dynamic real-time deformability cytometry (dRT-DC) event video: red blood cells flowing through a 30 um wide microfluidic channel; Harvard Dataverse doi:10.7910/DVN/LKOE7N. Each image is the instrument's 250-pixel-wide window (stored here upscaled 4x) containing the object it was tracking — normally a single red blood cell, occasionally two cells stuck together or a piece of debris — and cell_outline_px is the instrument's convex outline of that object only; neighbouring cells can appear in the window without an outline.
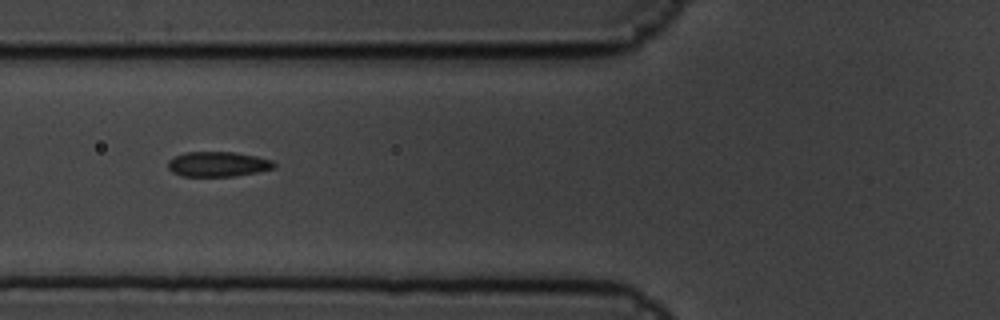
{"species": "common noctule bat (a hibernating species)", "species_latin": "Nyctalus noctula", "temperature_condition": "cold", "stored_images_in_passage": 7, "segment_of_instrument_passage": [2, 2], "camera_frame_rate_fps": 3000, "um_per_image_px": 0.085, "animal": {"sex": "male", "body_mass_g": 19.5, "forearm_length_mm": 54.6}, "frame": {"image": 1, "passage_image": 7, "time_ms": 2.0, "image_size_px": [1000, 320], "cell_outline_px": [[276, 168], [236, 176], [180, 176], [172, 172], [168, 168], [168, 160], [184, 152], [232, 152], [256, 156], [272, 160], [276, 164]], "centroid_in_image_um": [18.52, 13.95], "position_along_channel_um": 107.3, "area_um2": 15.49}}